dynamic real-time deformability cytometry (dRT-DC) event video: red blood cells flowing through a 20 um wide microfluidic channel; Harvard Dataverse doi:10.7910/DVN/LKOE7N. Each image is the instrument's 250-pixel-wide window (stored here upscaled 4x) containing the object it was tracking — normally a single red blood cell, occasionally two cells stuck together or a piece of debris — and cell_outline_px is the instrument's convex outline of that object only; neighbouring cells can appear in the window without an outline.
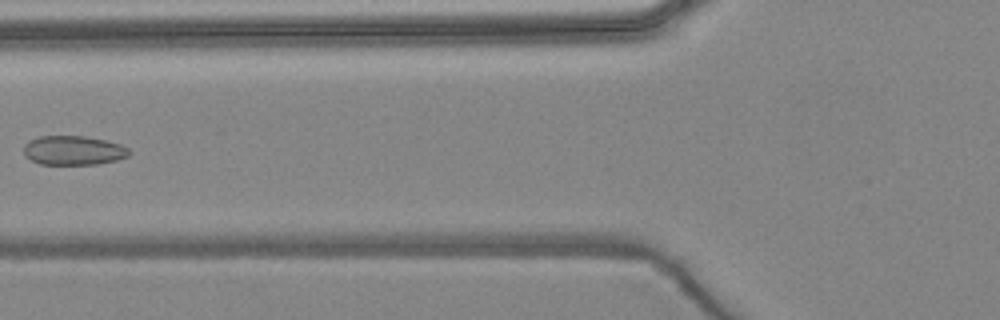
{"species": "common noctule bat (a hibernating species)", "species_latin": "Nyctalus noctula", "temperature_condition": "warm", "stored_images_in_passage": 5, "camera_frame_rate_fps": 3000, "um_per_image_px": 0.085, "animal": {"sex": "female", "body_mass_g": 24.6, "forearm_length_mm": 56.2}, "frame": {"image": 1, "passage_image": 5, "time_ms": 5.667, "image_size_px": [1000, 320], "cell_outline_px": [[128, 156], [116, 160], [96, 164], [40, 164], [24, 156], [24, 144], [28, 140], [40, 136], [84, 136], [104, 140], [120, 144], [128, 148]], "centroid_in_image_um": [6.2, 12.78], "position_along_channel_um": 119.6, "area_um2": 17.86}}